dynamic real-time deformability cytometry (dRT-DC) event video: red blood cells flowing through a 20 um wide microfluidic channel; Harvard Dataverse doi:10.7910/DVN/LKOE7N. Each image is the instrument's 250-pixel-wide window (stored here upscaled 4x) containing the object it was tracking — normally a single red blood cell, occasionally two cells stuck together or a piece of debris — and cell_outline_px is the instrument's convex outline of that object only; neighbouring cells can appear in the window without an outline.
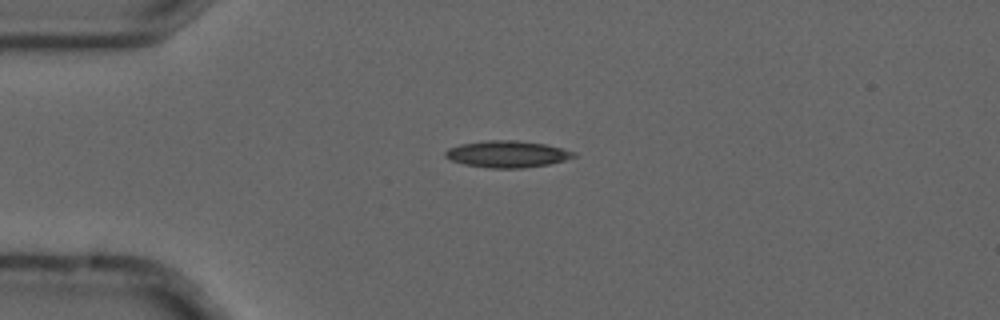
{"species": "common noctule bat (a hibernating species)", "species_latin": "Nyctalus noctula", "temperature_condition": "cold", "stored_images_in_passage": 4, "camera_frame_rate_fps": 3000, "um_per_image_px": 0.085, "animal": {"sex": "male", "forearm_length_mm": 52.5}, "frame": {"image": 1, "passage_image": 3, "time_ms": 0.667, "image_size_px": [1000, 320], "cell_outline_px": [[576, 156], [564, 160], [548, 164], [520, 168], [492, 168], [464, 164], [452, 160], [444, 156], [444, 152], [448, 148], [460, 144], [484, 140], [516, 140], [544, 144], [576, 152]], "centroid_in_image_um": [43.08, 13.09], "position_along_channel_um": 41.9, "area_um2": 19.83}}